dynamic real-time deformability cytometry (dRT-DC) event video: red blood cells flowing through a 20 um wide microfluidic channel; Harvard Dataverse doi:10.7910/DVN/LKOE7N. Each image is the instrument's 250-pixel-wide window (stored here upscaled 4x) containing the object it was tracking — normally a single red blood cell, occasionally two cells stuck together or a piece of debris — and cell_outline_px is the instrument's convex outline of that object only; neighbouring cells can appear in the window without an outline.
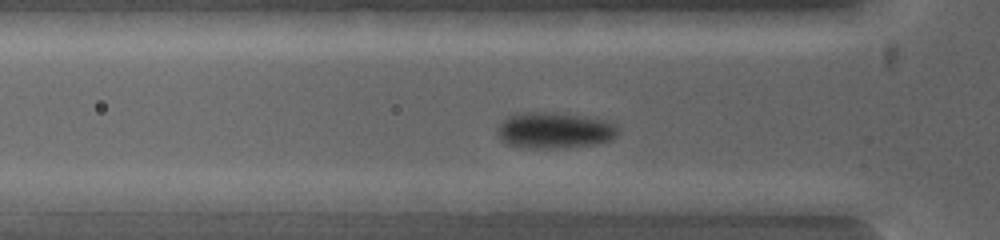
{"species": "common noctule bat (a hibernating species)", "species_latin": "Nyctalus noctula", "temperature_condition": "warm", "stored_images_in_passage": 3, "camera_frame_rate_fps": 5000, "um_per_image_px": 0.085, "animal": {"sex": "female", "body_mass_g": 19.0, "forearm_length_mm": 53.3}, "frame": {"image": 1, "passage_image": 3, "time_ms": 1.6, "image_size_px": [1000, 240], "cell_outline_px": [[784, 216], [772, 216], [664, 208], [628, 200], [712, 192], [768, 192], [784, 200]], "centroid_in_image_um": [61.43, 17.24], "position_along_channel_um": 64.4, "area_um2": 17.92}}